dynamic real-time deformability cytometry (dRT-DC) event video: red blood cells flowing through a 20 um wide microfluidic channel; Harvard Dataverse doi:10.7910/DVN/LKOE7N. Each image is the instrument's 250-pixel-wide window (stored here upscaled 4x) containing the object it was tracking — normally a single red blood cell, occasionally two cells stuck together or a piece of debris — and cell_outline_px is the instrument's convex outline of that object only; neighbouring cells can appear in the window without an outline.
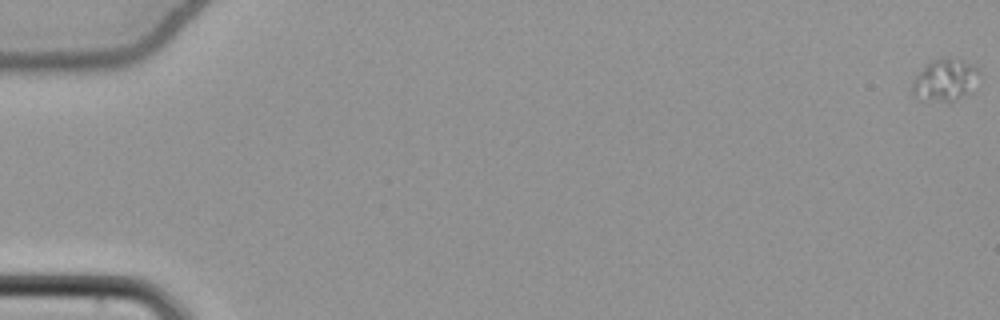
{"species": "common noctule bat (a hibernating species)", "species_latin": "Nyctalus noctula", "temperature_condition": "cold", "stored_images_in_passage": 36, "camera_frame_rate_fps": 3000, "um_per_image_px": 0.085, "animal": {"sex": "female", "body_mass_g": 22.7, "forearm_length_mm": 54.2}, "frame": {"image": 1, "passage_image": 1, "time_ms": 0.0, "image_size_px": [1000, 320], "cell_outline_px": [[980, 72], [972, 92], [948, 104], [912, 96], [912, 80], [932, 60], [948, 56], [972, 64], [980, 68]], "centroid_in_image_um": [80.36, 6.82], "position_along_channel_um": 4.6, "area_um2": 16.7}}
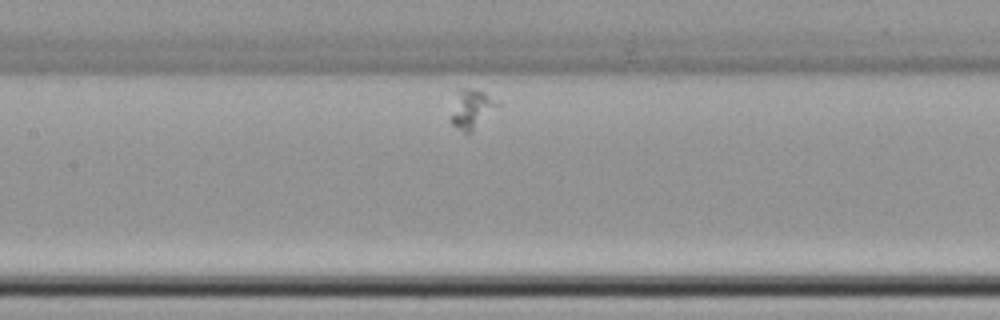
{"frame": {"image": 2, "passage_image": 16, "time_ms": 5.0, "image_size_px": [1000, 320], "cell_outline_px": [[500, 104], [472, 132], [464, 132], [452, 124], [452, 116], [456, 88], [472, 88], [484, 92]], "centroid_in_image_um": [40.08, 9.23], "position_along_channel_um": 167.3, "area_um2": 10.35}}
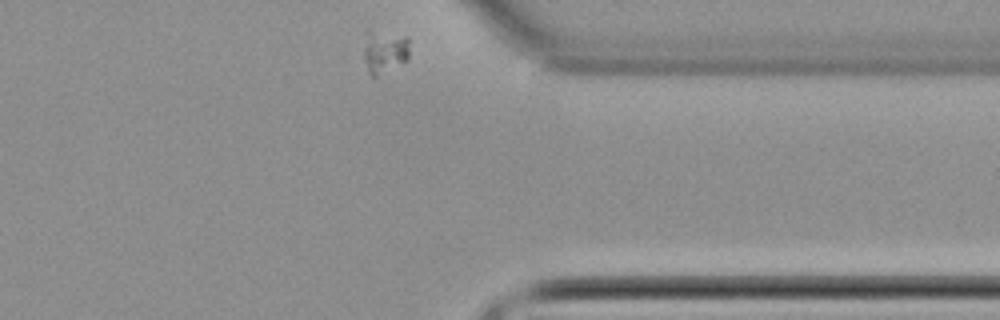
{"frame": {"image": 3, "passage_image": 36, "time_ms": 11.667, "image_size_px": [1000, 320], "cell_outline_px": [[408, 60], [376, 76], [372, 76], [368, 72], [364, 56], [364, 48], [368, 28], [408, 36]], "centroid_in_image_um": [32.69, 4.33], "position_along_channel_um": 378.7, "area_um2": 11.56}}